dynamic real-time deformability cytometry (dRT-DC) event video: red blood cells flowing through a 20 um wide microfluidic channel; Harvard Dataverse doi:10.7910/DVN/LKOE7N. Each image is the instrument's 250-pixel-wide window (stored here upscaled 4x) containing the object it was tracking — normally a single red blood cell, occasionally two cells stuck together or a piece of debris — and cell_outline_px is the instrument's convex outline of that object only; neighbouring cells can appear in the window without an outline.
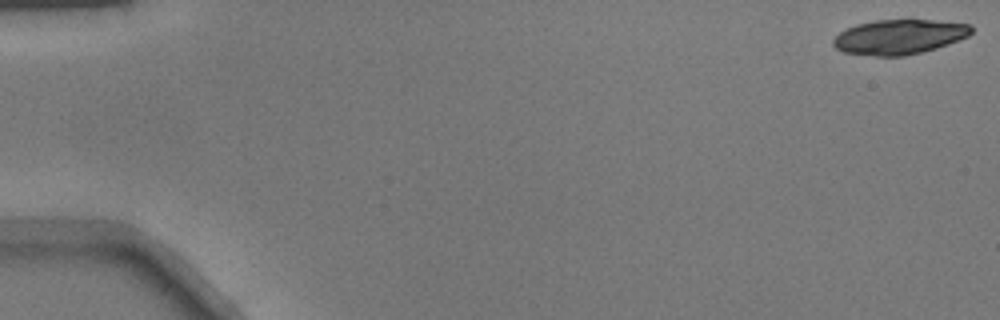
{"species": "common noctule bat (a hibernating species)", "species_latin": "Nyctalus noctula", "temperature_condition": "warm", "stored_images_in_passage": 4, "camera_frame_rate_fps": 3000, "um_per_image_px": 0.085, "animal": {"sex": "male", "body_mass_g": 17.9}, "frame": {"image": 1, "passage_image": 1, "time_ms": 0.0, "image_size_px": [1000, 320], "cell_outline_px": [[972, 32], [968, 36], [936, 48], [904, 56], [876, 56], [844, 52], [836, 48], [832, 44], [832, 40], [840, 32], [856, 24], [876, 20], [932, 20], [972, 24]], "centroid_in_image_um": [76.43, 3.13], "position_along_channel_um": 8.6, "area_um2": 27.8}}